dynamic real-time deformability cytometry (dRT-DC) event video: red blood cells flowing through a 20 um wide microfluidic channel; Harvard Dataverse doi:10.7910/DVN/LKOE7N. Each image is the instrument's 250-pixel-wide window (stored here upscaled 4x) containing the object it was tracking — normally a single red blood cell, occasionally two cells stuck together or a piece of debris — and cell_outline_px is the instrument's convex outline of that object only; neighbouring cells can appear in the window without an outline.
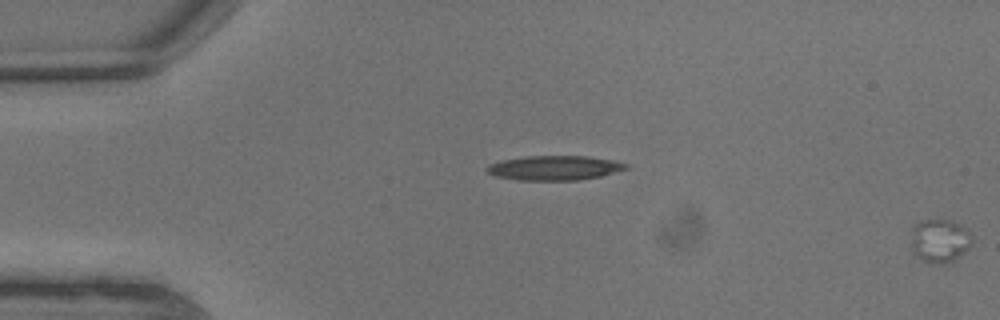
{"species": "common noctule bat (a hibernating species)", "species_latin": "Nyctalus noctula", "temperature_condition": "warm", "stored_images_in_passage": 5, "segment_of_instrument_passage": [2, 2], "camera_frame_rate_fps": 3000, "um_per_image_px": 0.085, "animal": {"sex": "male", "body_mass_g": 13.3}, "frame": {"image": 1, "passage_image": 5, "time_ms": 1.333, "image_size_px": [1000, 320], "cell_outline_px": [[972, 244], [960, 256], [952, 260], [940, 264], [924, 260], [916, 256], [912, 252], [912, 224], [920, 220], [940, 216], [952, 220], [968, 228], [972, 236]], "centroid_in_image_um": [79.88, 20.37], "position_along_channel_um": 5.1, "area_um2": 16.01}}